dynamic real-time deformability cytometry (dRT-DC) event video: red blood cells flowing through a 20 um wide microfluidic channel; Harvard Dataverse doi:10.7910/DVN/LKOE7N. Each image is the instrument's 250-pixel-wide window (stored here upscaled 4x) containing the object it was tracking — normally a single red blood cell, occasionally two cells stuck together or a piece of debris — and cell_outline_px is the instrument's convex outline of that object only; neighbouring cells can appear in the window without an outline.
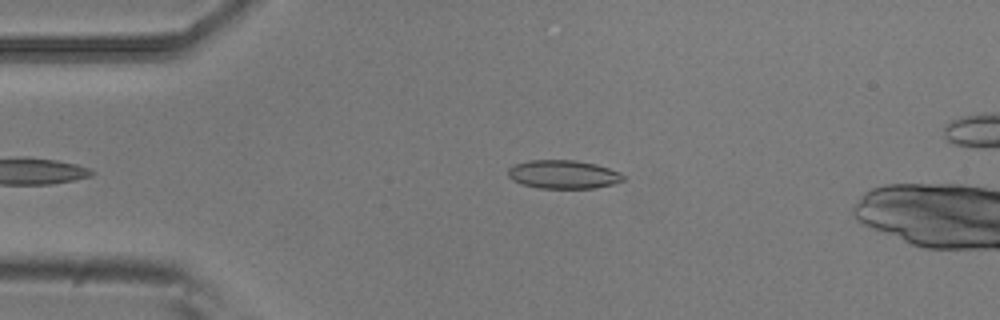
{"species": "common noctule bat (a hibernating species)", "species_latin": "Nyctalus noctula", "temperature_condition": "room temperature", "stored_images_in_passage": 4, "camera_frame_rate_fps": 3000, "um_per_image_px": 0.085, "animal": {"sex": "male", "body_mass_g": 20.5, "forearm_length_mm": 52.5}, "frame": {"image": 1, "passage_image": 4, "time_ms": 1.0, "image_size_px": [1000, 320], "cell_outline_px": [[624, 180], [612, 184], [592, 188], [540, 188], [520, 184], [512, 180], [508, 176], [508, 168], [516, 164], [528, 160], [576, 160], [596, 164], [620, 172], [624, 176]], "centroid_in_image_um": [47.86, 14.82], "position_along_channel_um": 37.1, "area_um2": 19.13}}